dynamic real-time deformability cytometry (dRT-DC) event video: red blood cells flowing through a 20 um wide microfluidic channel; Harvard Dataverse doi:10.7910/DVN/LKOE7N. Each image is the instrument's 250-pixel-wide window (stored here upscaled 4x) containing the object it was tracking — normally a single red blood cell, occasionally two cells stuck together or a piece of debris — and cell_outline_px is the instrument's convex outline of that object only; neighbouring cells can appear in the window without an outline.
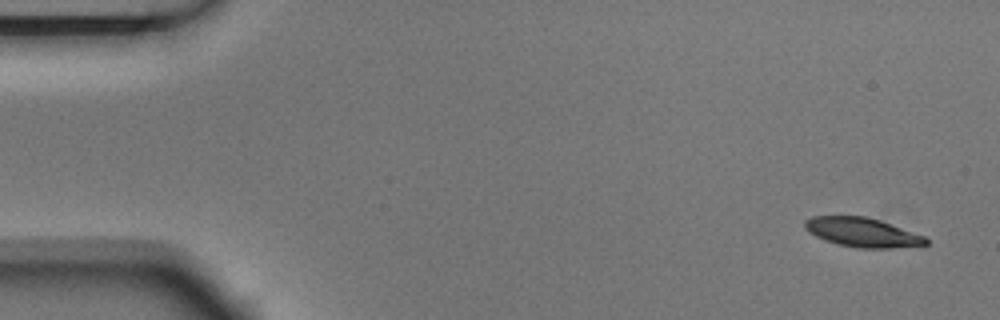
{"species": "Egyptian fruit bat (a non-hibernating species)", "species_latin": "Rousettus aegyptiacus", "temperature_condition": "room temperature", "stored_images_in_passage": 5, "camera_frame_rate_fps": 3000, "um_per_image_px": 0.085, "animal": {"sex": "male"}, "frame": {"image": 1, "passage_image": 1, "time_ms": 0.0, "image_size_px": [1000, 320], "cell_outline_px": [[928, 244], [888, 248], [856, 248], [824, 240], [808, 232], [804, 228], [804, 220], [812, 216], [864, 216], [880, 220], [928, 236]], "centroid_in_image_um": [73.31, 19.74], "position_along_channel_um": 11.7, "area_um2": 20.75}}
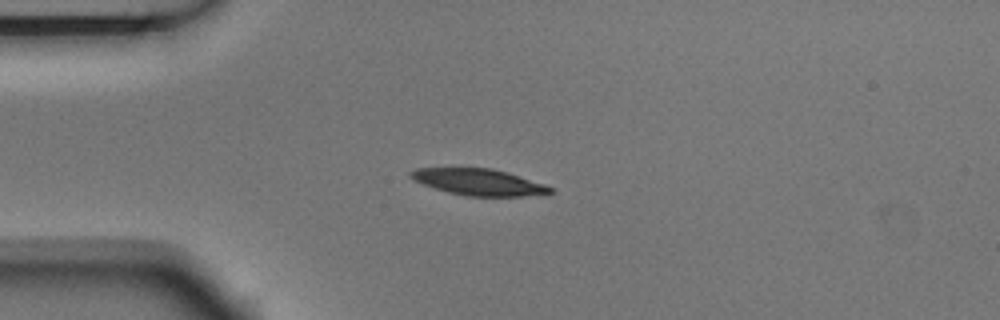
{"frame": {"image": 2, "passage_image": 3, "time_ms": 0.667, "image_size_px": [1000, 320], "cell_outline_px": [[552, 192], [524, 196], [464, 196], [448, 192], [412, 180], [408, 176], [408, 172], [416, 168], [492, 168], [544, 184], [552, 188]], "centroid_in_image_um": [40.61, 15.47], "position_along_channel_um": 44.4, "area_um2": 21.21}}
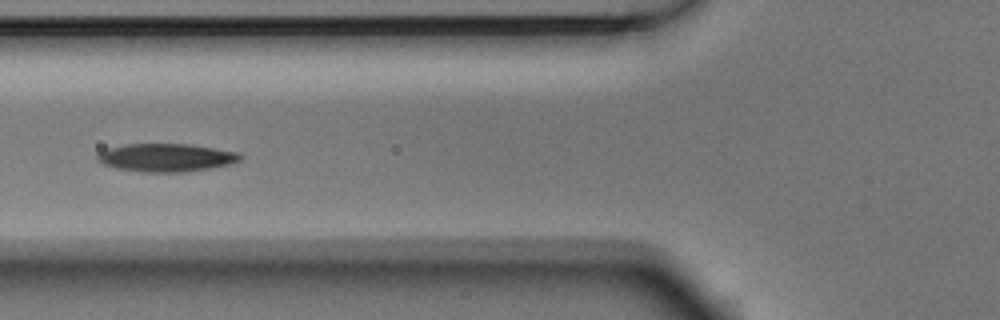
{"frame": {"image": 3, "passage_image": 5, "time_ms": 1.333, "image_size_px": [1000, 320], "cell_outline_px": [[244, 156], [240, 160], [232, 164], [212, 168], [184, 172], [144, 172], [116, 168], [104, 164], [96, 160], [96, 156], [100, 152], [108, 148], [124, 144], [192, 144], [240, 152]], "centroid_in_image_um": [14.18, 13.39], "position_along_channel_um": 111.6, "area_um2": 23.64}}